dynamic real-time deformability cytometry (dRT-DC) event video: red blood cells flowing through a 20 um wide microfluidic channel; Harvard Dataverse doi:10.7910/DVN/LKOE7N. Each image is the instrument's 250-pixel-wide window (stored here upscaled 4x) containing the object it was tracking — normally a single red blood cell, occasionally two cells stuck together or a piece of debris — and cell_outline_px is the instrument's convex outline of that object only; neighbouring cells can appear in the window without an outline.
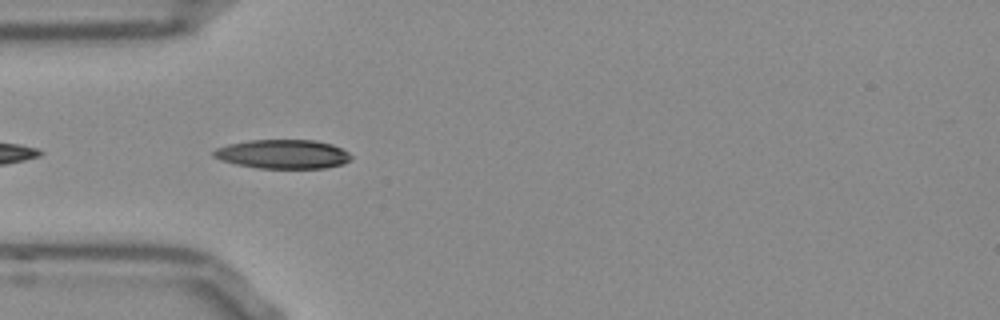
{"species": "Egyptian fruit bat (a non-hibernating species)", "species_latin": "Rousettus aegyptiacus", "temperature_condition": "room temperature", "stored_images_in_passage": 5, "camera_frame_rate_fps": 3000, "um_per_image_px": 0.085, "frame": {"image": 1, "passage_image": 2, "time_ms": 0.333, "image_size_px": [1000, 320], "cell_outline_px": [[352, 160], [344, 164], [324, 168], [260, 168], [236, 164], [220, 160], [212, 156], [212, 152], [216, 148], [228, 144], [248, 140], [316, 140], [332, 144], [348, 152], [352, 156]], "centroid_in_image_um": [24.05, 13.1], "position_along_channel_um": 60.9, "area_um2": 23.41}}
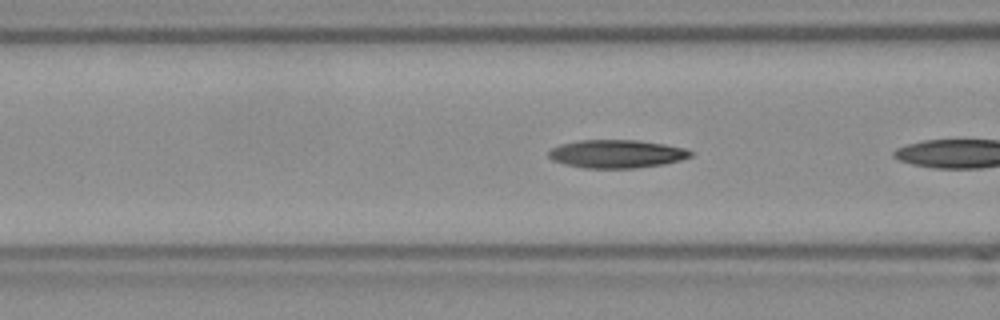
{"frame": {"image": 2, "passage_image": 4, "time_ms": 1.0, "image_size_px": [1000, 320], "cell_outline_px": [[692, 156], [680, 160], [664, 164], [636, 168], [584, 168], [564, 164], [552, 160], [548, 156], [548, 152], [552, 148], [560, 144], [580, 140], [636, 140], [664, 144], [684, 148], [692, 152]], "centroid_in_image_um": [52.39, 13.08], "position_along_channel_um": 114.2, "area_um2": 23.29}}